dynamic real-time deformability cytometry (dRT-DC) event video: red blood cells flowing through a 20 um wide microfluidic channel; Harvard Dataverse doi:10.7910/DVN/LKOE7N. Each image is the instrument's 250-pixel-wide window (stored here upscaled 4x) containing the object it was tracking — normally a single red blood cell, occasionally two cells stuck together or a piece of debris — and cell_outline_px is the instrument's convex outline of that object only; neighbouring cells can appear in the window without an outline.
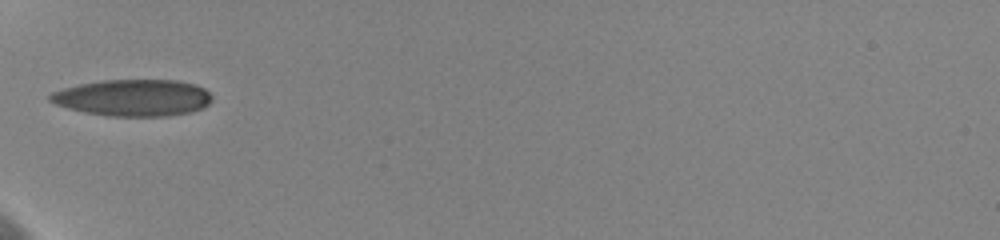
{"species": "human", "species_latin": "Homo sapiens", "temperature_condition": "cold", "stored_images_in_passage": 22, "camera_frame_rate_fps": 3000, "um_per_image_px": 0.085, "donor": {"sex": "female"}, "frame": {"image": 1, "passage_image": 1, "time_ms": 0.0, "image_size_px": [1000, 240], "cell_outline_px": [[212, 100], [208, 104], [200, 108], [188, 112], [168, 116], [108, 116], [84, 112], [68, 108], [56, 104], [48, 100], [48, 96], [52, 92], [64, 88], [80, 84], [104, 80], [176, 80], [196, 84], [204, 88], [212, 96]], "centroid_in_image_um": [11.31, 8.3], "position_along_channel_um": 73.7, "area_um2": 34.51}, "authors_computed_cell_mechanics": {"area_um2": 32.5703, "velocity_mm_per_s": 3.6281, "shape_relaxation_time_tau1_ms": 4.8928, "shape_relaxation_time_tau2_ms": 2.101, "deformation_change_tau1": 0.1509, "deformation_change_tau2": 0.0762}}